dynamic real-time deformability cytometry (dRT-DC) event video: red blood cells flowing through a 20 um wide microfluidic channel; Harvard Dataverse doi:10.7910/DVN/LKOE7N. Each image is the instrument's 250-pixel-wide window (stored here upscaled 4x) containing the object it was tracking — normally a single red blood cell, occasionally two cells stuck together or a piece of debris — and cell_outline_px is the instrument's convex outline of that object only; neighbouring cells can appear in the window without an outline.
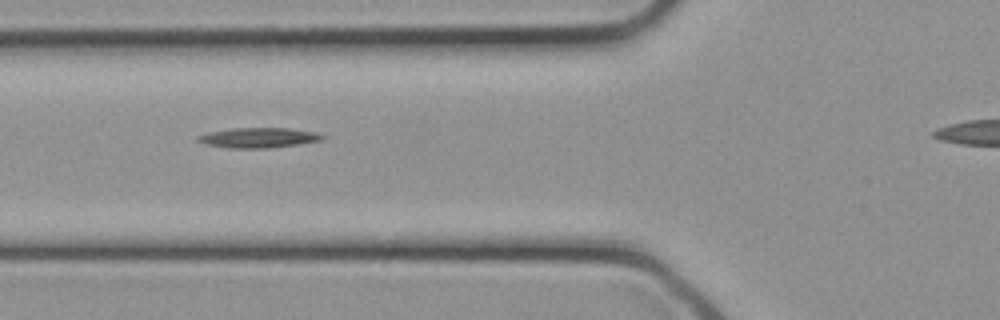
{"species": "common noctule bat (a hibernating species)", "species_latin": "Nyctalus noctula", "temperature_condition": "cold", "stored_images_in_passage": 14, "camera_frame_rate_fps": 3000, "um_per_image_px": 0.085, "animal": {"sex": "female", "body_mass_g": 21.9}, "frame": {"image": 1, "passage_image": 3, "time_ms": 0.667, "image_size_px": [1000, 320], "cell_outline_px": [[324, 136], [320, 140], [300, 144], [268, 148], [228, 148], [208, 144], [196, 140], [196, 136], [208, 132], [232, 128], [292, 128], [316, 132]], "centroid_in_image_um": [21.96, 11.7], "position_along_channel_um": 103.8, "area_um2": 14.51}}
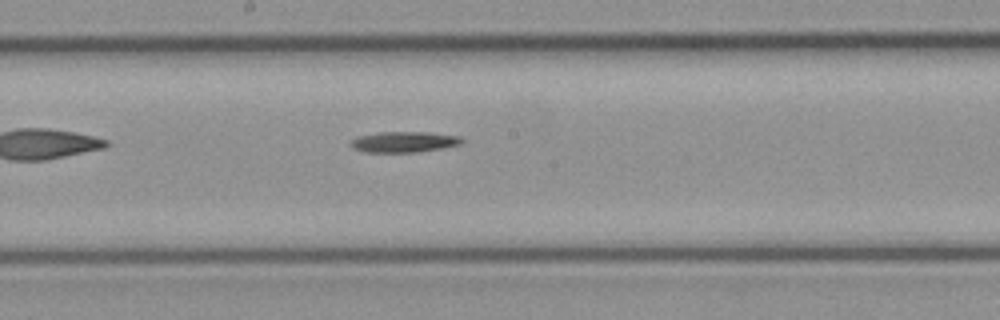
{"frame": {"image": 2, "passage_image": 8, "time_ms": 2.333, "image_size_px": [1000, 320], "cell_outline_px": [[464, 144], [444, 148], [416, 152], [364, 152], [352, 148], [348, 144], [348, 140], [356, 136], [376, 132], [428, 132], [460, 136], [464, 140]], "centroid_in_image_um": [34.3, 12.06], "position_along_channel_um": 213.9, "area_um2": 13.87}}
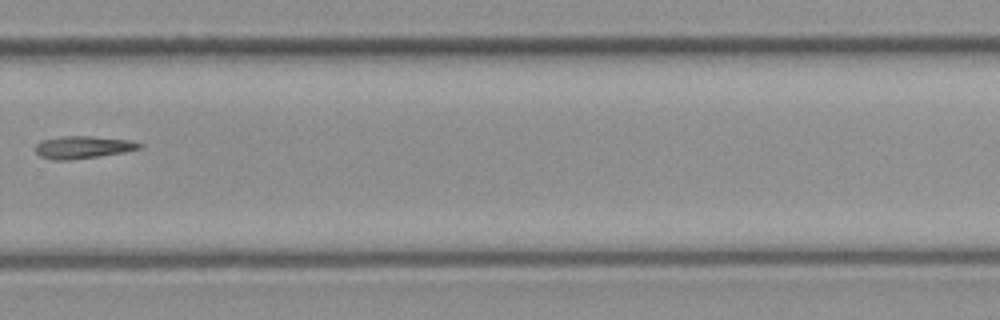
{"frame": {"image": 3, "passage_image": 13, "time_ms": 4.0, "image_size_px": [1000, 320], "cell_outline_px": [[144, 144], [140, 148], [124, 152], [72, 160], [52, 160], [40, 156], [36, 152], [36, 144], [40, 140], [60, 136], [88, 136], [128, 140]], "centroid_in_image_um": [7.0, 12.51], "position_along_channel_um": 322.8, "area_um2": 13.58}}